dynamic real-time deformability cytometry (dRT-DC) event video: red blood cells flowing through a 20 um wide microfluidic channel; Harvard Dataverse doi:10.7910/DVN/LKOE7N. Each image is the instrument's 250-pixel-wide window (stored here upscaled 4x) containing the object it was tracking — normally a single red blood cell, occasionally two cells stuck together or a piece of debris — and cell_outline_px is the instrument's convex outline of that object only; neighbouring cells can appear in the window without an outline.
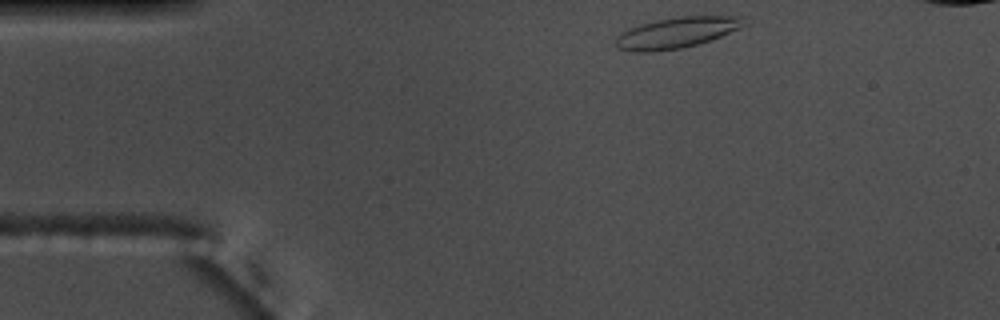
{"species": "common noctule bat (a hibernating species)", "species_latin": "Nyctalus noctula", "temperature_condition": "warm", "stored_images_in_passage": 38, "camera_frame_rate_fps": 3000, "um_per_image_px": 0.085, "animal": {"sex": "male", "body_mass_g": 17.5, "forearm_length_mm": 52.3}, "frame": {"image": 1, "passage_image": 1, "time_ms": 0.0, "image_size_px": [1000, 320], "cell_outline_px": [[748, 24], [740, 28], [720, 36], [696, 44], [680, 48], [652, 52], [636, 52], [616, 48], [616, 36], [620, 32], [628, 28], [640, 24], [656, 20], [680, 16], [744, 16]], "centroid_in_image_um": [57.5, 2.77], "position_along_channel_um": 27.5, "area_um2": 23.12}}
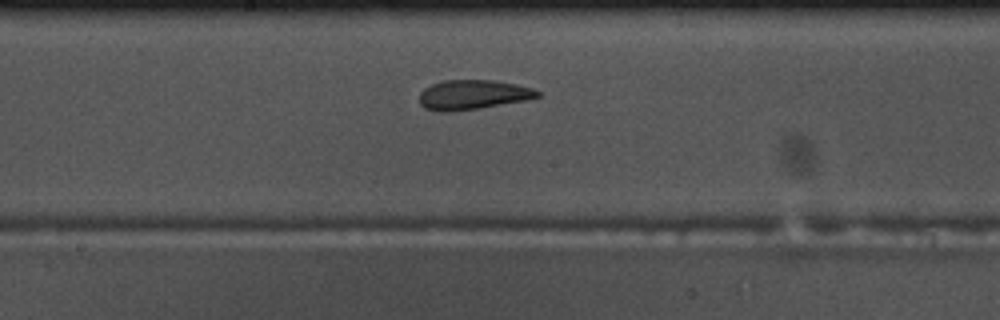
{"frame": {"image": 2, "passage_image": 20, "time_ms": 6.333, "image_size_px": [1000, 320], "cell_outline_px": [[540, 96], [528, 100], [480, 108], [448, 112], [436, 112], [424, 108], [420, 104], [420, 92], [424, 88], [432, 84], [444, 80], [492, 80], [516, 84], [532, 88], [540, 92]], "centroid_in_image_um": [40.18, 8.06], "position_along_channel_um": 208.0, "area_um2": 20.52}}
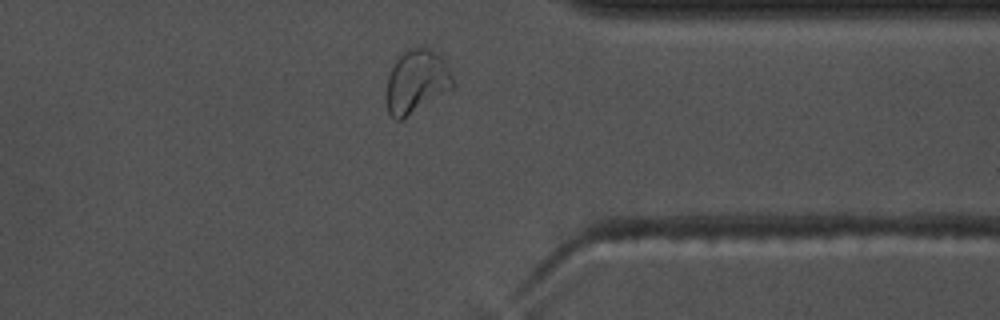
{"frame": {"image": 3, "passage_image": 34, "time_ms": 11.0, "image_size_px": [1000, 320], "cell_outline_px": [[456, 84], [452, 88], [400, 120], [396, 120], [388, 112], [388, 76], [396, 60], [408, 48], [420, 44], [428, 48], [440, 56], [448, 68]], "centroid_in_image_um": [35.42, 6.88], "position_along_channel_um": 376.0, "area_um2": 23.99}, "authors_computed_cell_mechanics": {"area_um2": 21.1259, "velocity_mm_per_s": 3.7416, "shape_relaxation_time_tau1_ms": 7.9595, "shape_relaxation_time_tau2_ms": 1.495, "deformation_change_tau1": 0.218, "deformation_change_tau2": 0.0948}}